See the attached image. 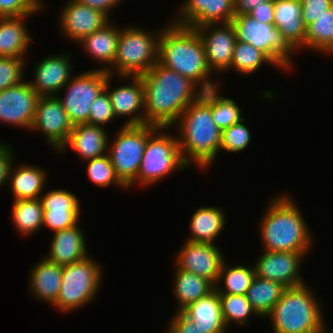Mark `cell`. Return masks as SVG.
I'll return each mask as SVG.
<instances>
[{
	"label": "cell",
	"mask_w": 333,
	"mask_h": 333,
	"mask_svg": "<svg viewBox=\"0 0 333 333\" xmlns=\"http://www.w3.org/2000/svg\"><path fill=\"white\" fill-rule=\"evenodd\" d=\"M144 87L145 124L172 127L182 112L202 94L190 79L159 62L140 76Z\"/></svg>",
	"instance_id": "obj_1"
},
{
	"label": "cell",
	"mask_w": 333,
	"mask_h": 333,
	"mask_svg": "<svg viewBox=\"0 0 333 333\" xmlns=\"http://www.w3.org/2000/svg\"><path fill=\"white\" fill-rule=\"evenodd\" d=\"M175 125L185 166L189 168L193 162L201 170H207L220 151L222 136L211 113V89L203 91L182 112Z\"/></svg>",
	"instance_id": "obj_2"
},
{
	"label": "cell",
	"mask_w": 333,
	"mask_h": 333,
	"mask_svg": "<svg viewBox=\"0 0 333 333\" xmlns=\"http://www.w3.org/2000/svg\"><path fill=\"white\" fill-rule=\"evenodd\" d=\"M168 23L162 27L159 37L158 62L190 79L202 91L218 87L219 81L210 80L213 73L208 67L204 45L197 30Z\"/></svg>",
	"instance_id": "obj_3"
},
{
	"label": "cell",
	"mask_w": 333,
	"mask_h": 333,
	"mask_svg": "<svg viewBox=\"0 0 333 333\" xmlns=\"http://www.w3.org/2000/svg\"><path fill=\"white\" fill-rule=\"evenodd\" d=\"M265 210L258 227L263 251L309 252L313 248L312 231L292 196L281 193L270 198Z\"/></svg>",
	"instance_id": "obj_4"
},
{
	"label": "cell",
	"mask_w": 333,
	"mask_h": 333,
	"mask_svg": "<svg viewBox=\"0 0 333 333\" xmlns=\"http://www.w3.org/2000/svg\"><path fill=\"white\" fill-rule=\"evenodd\" d=\"M310 288L304 283L283 291L281 299L266 316L271 321L273 333L327 332L322 304Z\"/></svg>",
	"instance_id": "obj_5"
},
{
	"label": "cell",
	"mask_w": 333,
	"mask_h": 333,
	"mask_svg": "<svg viewBox=\"0 0 333 333\" xmlns=\"http://www.w3.org/2000/svg\"><path fill=\"white\" fill-rule=\"evenodd\" d=\"M162 29L149 32L141 27H120L117 53L109 75L141 76L158 62L159 37ZM155 33V34H154Z\"/></svg>",
	"instance_id": "obj_6"
},
{
	"label": "cell",
	"mask_w": 333,
	"mask_h": 333,
	"mask_svg": "<svg viewBox=\"0 0 333 333\" xmlns=\"http://www.w3.org/2000/svg\"><path fill=\"white\" fill-rule=\"evenodd\" d=\"M169 127H158L148 138L137 178L128 186L136 183L149 187L168 177L176 170H186L178 144L177 136L165 133Z\"/></svg>",
	"instance_id": "obj_7"
},
{
	"label": "cell",
	"mask_w": 333,
	"mask_h": 333,
	"mask_svg": "<svg viewBox=\"0 0 333 333\" xmlns=\"http://www.w3.org/2000/svg\"><path fill=\"white\" fill-rule=\"evenodd\" d=\"M102 267L90 255L63 266L62 285L57 301L52 305L60 312H73L93 301L100 292Z\"/></svg>",
	"instance_id": "obj_8"
},
{
	"label": "cell",
	"mask_w": 333,
	"mask_h": 333,
	"mask_svg": "<svg viewBox=\"0 0 333 333\" xmlns=\"http://www.w3.org/2000/svg\"><path fill=\"white\" fill-rule=\"evenodd\" d=\"M237 41L249 43L262 51L277 68L289 70L295 50L286 42L274 24L255 20L248 14L235 15L231 21Z\"/></svg>",
	"instance_id": "obj_9"
},
{
	"label": "cell",
	"mask_w": 333,
	"mask_h": 333,
	"mask_svg": "<svg viewBox=\"0 0 333 333\" xmlns=\"http://www.w3.org/2000/svg\"><path fill=\"white\" fill-rule=\"evenodd\" d=\"M157 126L122 125L112 142L108 140V150L112 166L119 179L128 187L136 178L147 144V138Z\"/></svg>",
	"instance_id": "obj_10"
},
{
	"label": "cell",
	"mask_w": 333,
	"mask_h": 333,
	"mask_svg": "<svg viewBox=\"0 0 333 333\" xmlns=\"http://www.w3.org/2000/svg\"><path fill=\"white\" fill-rule=\"evenodd\" d=\"M108 75L107 71L97 68L74 74L62 88L65 94L57 95L73 126L89 124L91 103L105 88Z\"/></svg>",
	"instance_id": "obj_11"
},
{
	"label": "cell",
	"mask_w": 333,
	"mask_h": 333,
	"mask_svg": "<svg viewBox=\"0 0 333 333\" xmlns=\"http://www.w3.org/2000/svg\"><path fill=\"white\" fill-rule=\"evenodd\" d=\"M73 127L58 96L39 97L30 131L45 135L47 144L55 153L67 142Z\"/></svg>",
	"instance_id": "obj_12"
},
{
	"label": "cell",
	"mask_w": 333,
	"mask_h": 333,
	"mask_svg": "<svg viewBox=\"0 0 333 333\" xmlns=\"http://www.w3.org/2000/svg\"><path fill=\"white\" fill-rule=\"evenodd\" d=\"M309 252L263 251L255 260L256 276L279 282L286 288L306 283L301 275L302 260Z\"/></svg>",
	"instance_id": "obj_13"
},
{
	"label": "cell",
	"mask_w": 333,
	"mask_h": 333,
	"mask_svg": "<svg viewBox=\"0 0 333 333\" xmlns=\"http://www.w3.org/2000/svg\"><path fill=\"white\" fill-rule=\"evenodd\" d=\"M202 39L207 64L211 72L222 75L231 66L236 33L233 24H206L195 28ZM217 72V73H215Z\"/></svg>",
	"instance_id": "obj_14"
},
{
	"label": "cell",
	"mask_w": 333,
	"mask_h": 333,
	"mask_svg": "<svg viewBox=\"0 0 333 333\" xmlns=\"http://www.w3.org/2000/svg\"><path fill=\"white\" fill-rule=\"evenodd\" d=\"M113 75H108L105 90L108 92L113 112L116 118H126L123 125L145 124L144 87L140 76H121V79L130 81L122 86L110 88ZM129 79V80H128ZM111 89V90H110ZM138 111V112H137ZM141 112V113H140Z\"/></svg>",
	"instance_id": "obj_15"
},
{
	"label": "cell",
	"mask_w": 333,
	"mask_h": 333,
	"mask_svg": "<svg viewBox=\"0 0 333 333\" xmlns=\"http://www.w3.org/2000/svg\"><path fill=\"white\" fill-rule=\"evenodd\" d=\"M39 97L26 80L0 91V122L30 130Z\"/></svg>",
	"instance_id": "obj_16"
},
{
	"label": "cell",
	"mask_w": 333,
	"mask_h": 333,
	"mask_svg": "<svg viewBox=\"0 0 333 333\" xmlns=\"http://www.w3.org/2000/svg\"><path fill=\"white\" fill-rule=\"evenodd\" d=\"M184 242L175 255L176 267L193 272L216 285L225 260L221 250L215 244Z\"/></svg>",
	"instance_id": "obj_17"
},
{
	"label": "cell",
	"mask_w": 333,
	"mask_h": 333,
	"mask_svg": "<svg viewBox=\"0 0 333 333\" xmlns=\"http://www.w3.org/2000/svg\"><path fill=\"white\" fill-rule=\"evenodd\" d=\"M43 205V227L52 232L71 228L81 219V205L77 196L66 189H51L40 196Z\"/></svg>",
	"instance_id": "obj_18"
},
{
	"label": "cell",
	"mask_w": 333,
	"mask_h": 333,
	"mask_svg": "<svg viewBox=\"0 0 333 333\" xmlns=\"http://www.w3.org/2000/svg\"><path fill=\"white\" fill-rule=\"evenodd\" d=\"M71 58L69 53L43 58L33 68L34 78L29 80L31 88L39 96H57L74 74Z\"/></svg>",
	"instance_id": "obj_19"
},
{
	"label": "cell",
	"mask_w": 333,
	"mask_h": 333,
	"mask_svg": "<svg viewBox=\"0 0 333 333\" xmlns=\"http://www.w3.org/2000/svg\"><path fill=\"white\" fill-rule=\"evenodd\" d=\"M174 24L197 28L206 24L230 23L235 16L234 0H185Z\"/></svg>",
	"instance_id": "obj_20"
},
{
	"label": "cell",
	"mask_w": 333,
	"mask_h": 333,
	"mask_svg": "<svg viewBox=\"0 0 333 333\" xmlns=\"http://www.w3.org/2000/svg\"><path fill=\"white\" fill-rule=\"evenodd\" d=\"M59 26L64 37L75 43L104 27L111 20L103 12L70 0L60 10Z\"/></svg>",
	"instance_id": "obj_21"
},
{
	"label": "cell",
	"mask_w": 333,
	"mask_h": 333,
	"mask_svg": "<svg viewBox=\"0 0 333 333\" xmlns=\"http://www.w3.org/2000/svg\"><path fill=\"white\" fill-rule=\"evenodd\" d=\"M274 25L296 52L304 49L306 26L300 0H274Z\"/></svg>",
	"instance_id": "obj_22"
},
{
	"label": "cell",
	"mask_w": 333,
	"mask_h": 333,
	"mask_svg": "<svg viewBox=\"0 0 333 333\" xmlns=\"http://www.w3.org/2000/svg\"><path fill=\"white\" fill-rule=\"evenodd\" d=\"M79 225L53 233L49 253L44 256L48 261L65 266L89 256L85 233Z\"/></svg>",
	"instance_id": "obj_23"
},
{
	"label": "cell",
	"mask_w": 333,
	"mask_h": 333,
	"mask_svg": "<svg viewBox=\"0 0 333 333\" xmlns=\"http://www.w3.org/2000/svg\"><path fill=\"white\" fill-rule=\"evenodd\" d=\"M108 140L109 134L105 127L78 124L73 127L67 142L58 153L62 154L70 147L83 161H87L107 154Z\"/></svg>",
	"instance_id": "obj_24"
},
{
	"label": "cell",
	"mask_w": 333,
	"mask_h": 333,
	"mask_svg": "<svg viewBox=\"0 0 333 333\" xmlns=\"http://www.w3.org/2000/svg\"><path fill=\"white\" fill-rule=\"evenodd\" d=\"M63 266L42 257L30 271V293L35 299L53 305L62 285Z\"/></svg>",
	"instance_id": "obj_25"
},
{
	"label": "cell",
	"mask_w": 333,
	"mask_h": 333,
	"mask_svg": "<svg viewBox=\"0 0 333 333\" xmlns=\"http://www.w3.org/2000/svg\"><path fill=\"white\" fill-rule=\"evenodd\" d=\"M120 36V28L113 25L112 20L101 29L84 37L77 45L82 47L88 56L102 64L101 69L108 71L114 63L117 53V43ZM106 65V66H105Z\"/></svg>",
	"instance_id": "obj_26"
},
{
	"label": "cell",
	"mask_w": 333,
	"mask_h": 333,
	"mask_svg": "<svg viewBox=\"0 0 333 333\" xmlns=\"http://www.w3.org/2000/svg\"><path fill=\"white\" fill-rule=\"evenodd\" d=\"M14 164L15 162L11 167L8 181L13 201L40 198L46 189L47 172L33 164H20L19 166Z\"/></svg>",
	"instance_id": "obj_27"
},
{
	"label": "cell",
	"mask_w": 333,
	"mask_h": 333,
	"mask_svg": "<svg viewBox=\"0 0 333 333\" xmlns=\"http://www.w3.org/2000/svg\"><path fill=\"white\" fill-rule=\"evenodd\" d=\"M29 16L0 17V57L25 59L32 36L25 20Z\"/></svg>",
	"instance_id": "obj_28"
},
{
	"label": "cell",
	"mask_w": 333,
	"mask_h": 333,
	"mask_svg": "<svg viewBox=\"0 0 333 333\" xmlns=\"http://www.w3.org/2000/svg\"><path fill=\"white\" fill-rule=\"evenodd\" d=\"M182 312L204 329L205 333L228 332L222 317L219 293L216 289L196 302L189 304Z\"/></svg>",
	"instance_id": "obj_29"
},
{
	"label": "cell",
	"mask_w": 333,
	"mask_h": 333,
	"mask_svg": "<svg viewBox=\"0 0 333 333\" xmlns=\"http://www.w3.org/2000/svg\"><path fill=\"white\" fill-rule=\"evenodd\" d=\"M226 226V214L219 207L201 206L190 218V236L186 241L195 243L215 244Z\"/></svg>",
	"instance_id": "obj_30"
},
{
	"label": "cell",
	"mask_w": 333,
	"mask_h": 333,
	"mask_svg": "<svg viewBox=\"0 0 333 333\" xmlns=\"http://www.w3.org/2000/svg\"><path fill=\"white\" fill-rule=\"evenodd\" d=\"M175 269L172 291L178 303L176 311H182L189 304L196 302L215 289V285L206 278L184 269L177 267Z\"/></svg>",
	"instance_id": "obj_31"
},
{
	"label": "cell",
	"mask_w": 333,
	"mask_h": 333,
	"mask_svg": "<svg viewBox=\"0 0 333 333\" xmlns=\"http://www.w3.org/2000/svg\"><path fill=\"white\" fill-rule=\"evenodd\" d=\"M286 289L279 282L255 277L246 292V298L260 318H266Z\"/></svg>",
	"instance_id": "obj_32"
},
{
	"label": "cell",
	"mask_w": 333,
	"mask_h": 333,
	"mask_svg": "<svg viewBox=\"0 0 333 333\" xmlns=\"http://www.w3.org/2000/svg\"><path fill=\"white\" fill-rule=\"evenodd\" d=\"M11 218L19 234L23 237L37 233L43 225V205L41 199L15 200Z\"/></svg>",
	"instance_id": "obj_33"
},
{
	"label": "cell",
	"mask_w": 333,
	"mask_h": 333,
	"mask_svg": "<svg viewBox=\"0 0 333 333\" xmlns=\"http://www.w3.org/2000/svg\"><path fill=\"white\" fill-rule=\"evenodd\" d=\"M255 277L254 265L252 267L241 264L230 266L224 260L215 289L219 294L246 295Z\"/></svg>",
	"instance_id": "obj_34"
},
{
	"label": "cell",
	"mask_w": 333,
	"mask_h": 333,
	"mask_svg": "<svg viewBox=\"0 0 333 333\" xmlns=\"http://www.w3.org/2000/svg\"><path fill=\"white\" fill-rule=\"evenodd\" d=\"M304 49L333 54V5L306 27Z\"/></svg>",
	"instance_id": "obj_35"
},
{
	"label": "cell",
	"mask_w": 333,
	"mask_h": 333,
	"mask_svg": "<svg viewBox=\"0 0 333 333\" xmlns=\"http://www.w3.org/2000/svg\"><path fill=\"white\" fill-rule=\"evenodd\" d=\"M263 64H275L260 50L249 43L237 41L234 45L233 58L229 70L233 68L239 75H250L258 71Z\"/></svg>",
	"instance_id": "obj_36"
},
{
	"label": "cell",
	"mask_w": 333,
	"mask_h": 333,
	"mask_svg": "<svg viewBox=\"0 0 333 333\" xmlns=\"http://www.w3.org/2000/svg\"><path fill=\"white\" fill-rule=\"evenodd\" d=\"M222 317L228 330L232 324L246 325L251 315L259 316L246 295L219 294ZM233 322V323H232Z\"/></svg>",
	"instance_id": "obj_37"
},
{
	"label": "cell",
	"mask_w": 333,
	"mask_h": 333,
	"mask_svg": "<svg viewBox=\"0 0 333 333\" xmlns=\"http://www.w3.org/2000/svg\"><path fill=\"white\" fill-rule=\"evenodd\" d=\"M220 87L211 89V113L213 121L221 129L229 128L231 125L241 121V108L231 98L221 96Z\"/></svg>",
	"instance_id": "obj_38"
},
{
	"label": "cell",
	"mask_w": 333,
	"mask_h": 333,
	"mask_svg": "<svg viewBox=\"0 0 333 333\" xmlns=\"http://www.w3.org/2000/svg\"><path fill=\"white\" fill-rule=\"evenodd\" d=\"M87 163L86 174L88 179L93 185L99 188L109 187L112 184L121 189H128V187L117 176L109 155L93 158L85 161Z\"/></svg>",
	"instance_id": "obj_39"
},
{
	"label": "cell",
	"mask_w": 333,
	"mask_h": 333,
	"mask_svg": "<svg viewBox=\"0 0 333 333\" xmlns=\"http://www.w3.org/2000/svg\"><path fill=\"white\" fill-rule=\"evenodd\" d=\"M244 120L245 118L222 130L220 152L238 153L249 146L252 135Z\"/></svg>",
	"instance_id": "obj_40"
},
{
	"label": "cell",
	"mask_w": 333,
	"mask_h": 333,
	"mask_svg": "<svg viewBox=\"0 0 333 333\" xmlns=\"http://www.w3.org/2000/svg\"><path fill=\"white\" fill-rule=\"evenodd\" d=\"M26 59L0 57V91L20 84L24 80Z\"/></svg>",
	"instance_id": "obj_41"
},
{
	"label": "cell",
	"mask_w": 333,
	"mask_h": 333,
	"mask_svg": "<svg viewBox=\"0 0 333 333\" xmlns=\"http://www.w3.org/2000/svg\"><path fill=\"white\" fill-rule=\"evenodd\" d=\"M117 119L113 112L108 92L103 89L91 103L89 124L104 127L107 123Z\"/></svg>",
	"instance_id": "obj_42"
},
{
	"label": "cell",
	"mask_w": 333,
	"mask_h": 333,
	"mask_svg": "<svg viewBox=\"0 0 333 333\" xmlns=\"http://www.w3.org/2000/svg\"><path fill=\"white\" fill-rule=\"evenodd\" d=\"M41 9L35 0H0V17L32 16Z\"/></svg>",
	"instance_id": "obj_43"
},
{
	"label": "cell",
	"mask_w": 333,
	"mask_h": 333,
	"mask_svg": "<svg viewBox=\"0 0 333 333\" xmlns=\"http://www.w3.org/2000/svg\"><path fill=\"white\" fill-rule=\"evenodd\" d=\"M302 3V19L307 27L312 24L317 17L328 10L333 5V0H300Z\"/></svg>",
	"instance_id": "obj_44"
},
{
	"label": "cell",
	"mask_w": 333,
	"mask_h": 333,
	"mask_svg": "<svg viewBox=\"0 0 333 333\" xmlns=\"http://www.w3.org/2000/svg\"><path fill=\"white\" fill-rule=\"evenodd\" d=\"M168 326L173 333H205V330L188 318L182 311H176Z\"/></svg>",
	"instance_id": "obj_45"
},
{
	"label": "cell",
	"mask_w": 333,
	"mask_h": 333,
	"mask_svg": "<svg viewBox=\"0 0 333 333\" xmlns=\"http://www.w3.org/2000/svg\"><path fill=\"white\" fill-rule=\"evenodd\" d=\"M14 151L8 144L0 142V189L8 184L9 173L14 160Z\"/></svg>",
	"instance_id": "obj_46"
},
{
	"label": "cell",
	"mask_w": 333,
	"mask_h": 333,
	"mask_svg": "<svg viewBox=\"0 0 333 333\" xmlns=\"http://www.w3.org/2000/svg\"><path fill=\"white\" fill-rule=\"evenodd\" d=\"M248 15L257 21L274 24V1L263 2V5L255 6Z\"/></svg>",
	"instance_id": "obj_47"
},
{
	"label": "cell",
	"mask_w": 333,
	"mask_h": 333,
	"mask_svg": "<svg viewBox=\"0 0 333 333\" xmlns=\"http://www.w3.org/2000/svg\"><path fill=\"white\" fill-rule=\"evenodd\" d=\"M78 3L103 12L110 18V11L118 8L123 0H76Z\"/></svg>",
	"instance_id": "obj_48"
},
{
	"label": "cell",
	"mask_w": 333,
	"mask_h": 333,
	"mask_svg": "<svg viewBox=\"0 0 333 333\" xmlns=\"http://www.w3.org/2000/svg\"><path fill=\"white\" fill-rule=\"evenodd\" d=\"M274 0H234L235 15L248 14L255 6L263 5V2Z\"/></svg>",
	"instance_id": "obj_49"
},
{
	"label": "cell",
	"mask_w": 333,
	"mask_h": 333,
	"mask_svg": "<svg viewBox=\"0 0 333 333\" xmlns=\"http://www.w3.org/2000/svg\"><path fill=\"white\" fill-rule=\"evenodd\" d=\"M35 2L41 6L42 8H44L43 6L45 5L44 2L42 0H35Z\"/></svg>",
	"instance_id": "obj_50"
},
{
	"label": "cell",
	"mask_w": 333,
	"mask_h": 333,
	"mask_svg": "<svg viewBox=\"0 0 333 333\" xmlns=\"http://www.w3.org/2000/svg\"><path fill=\"white\" fill-rule=\"evenodd\" d=\"M166 333H173L171 329L168 327Z\"/></svg>",
	"instance_id": "obj_51"
}]
</instances>
